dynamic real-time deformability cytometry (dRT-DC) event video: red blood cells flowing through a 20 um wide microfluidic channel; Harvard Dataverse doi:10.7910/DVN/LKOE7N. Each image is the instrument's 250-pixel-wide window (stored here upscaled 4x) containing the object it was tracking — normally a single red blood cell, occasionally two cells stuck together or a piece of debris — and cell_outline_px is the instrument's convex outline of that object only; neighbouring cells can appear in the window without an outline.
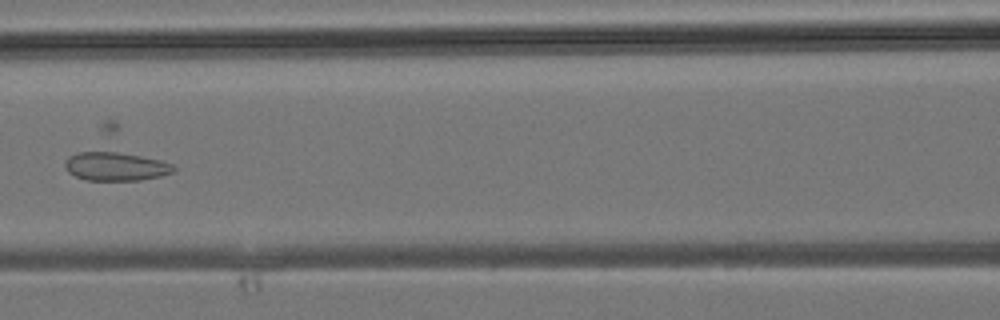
{"species": "common noctule bat (a hibernating species)", "species_latin": "Nyctalus noctula", "temperature_condition": "room temperature", "stored_images_in_passage": 37, "camera_frame_rate_fps": 3000, "um_per_image_px": 0.085, "animal": {"sex": "male", "body_mass_g": 19.2, "forearm_length_mm": 51.8}, "frame": {"image": 1, "passage_image": 16, "time_ms": 5.0, "image_size_px": [1000, 320], "cell_outline_px": [[176, 168], [172, 172], [160, 176], [140, 180], [84, 180], [68, 172], [64, 168], [64, 160], [68, 156], [76, 152], [104, 148], [108, 148], [160, 160], [172, 164]], "centroid_in_image_um": [9.75, 14.08], "position_along_channel_um": 156.9, "area_um2": 19.02}}
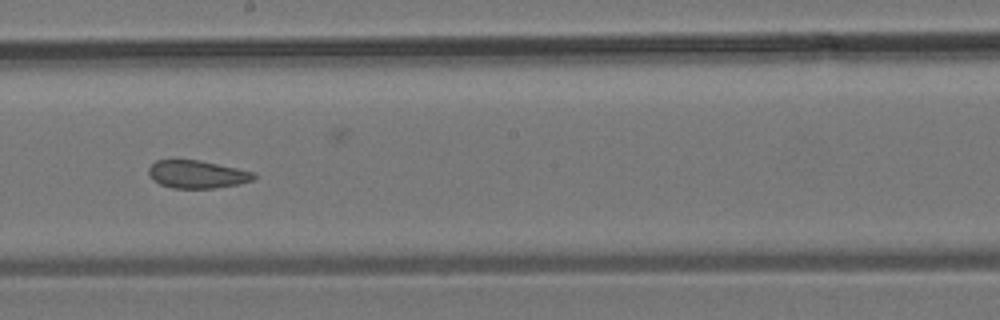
{"frame": {"image": 2, "passage_image": 20, "time_ms": 6.333, "image_size_px": [1000, 320], "cell_outline_px": [[256, 176], [252, 180], [236, 184], [212, 188], [172, 188], [160, 184], [152, 180], [148, 172], [148, 168], [156, 160], [200, 160], [256, 172]], "centroid_in_image_um": [16.74, 14.81], "position_along_channel_um": 231.5, "area_um2": 16.99}}
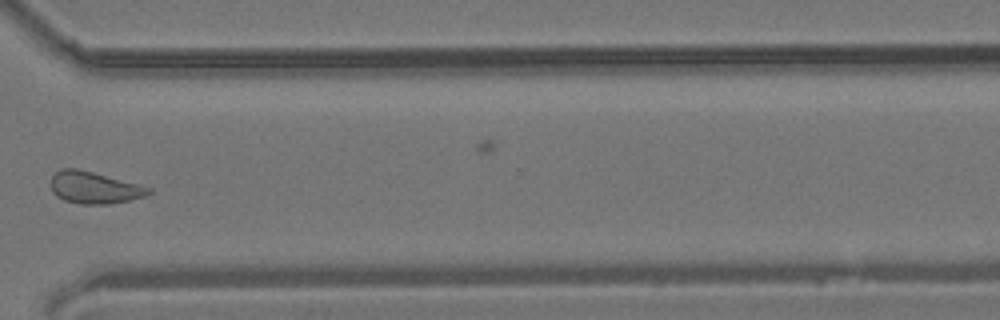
{"frame": {"image": 3, "passage_image": 27, "time_ms": 8.667, "image_size_px": [1000, 320], "cell_outline_px": [[152, 192], [144, 196], [128, 200], [108, 204], [80, 204], [64, 200], [56, 196], [52, 192], [52, 176], [60, 168], [76, 168], [140, 184], [152, 188]], "centroid_in_image_um": [8.01, 15.95], "position_along_channel_um": 362.6, "area_um2": 18.09}}